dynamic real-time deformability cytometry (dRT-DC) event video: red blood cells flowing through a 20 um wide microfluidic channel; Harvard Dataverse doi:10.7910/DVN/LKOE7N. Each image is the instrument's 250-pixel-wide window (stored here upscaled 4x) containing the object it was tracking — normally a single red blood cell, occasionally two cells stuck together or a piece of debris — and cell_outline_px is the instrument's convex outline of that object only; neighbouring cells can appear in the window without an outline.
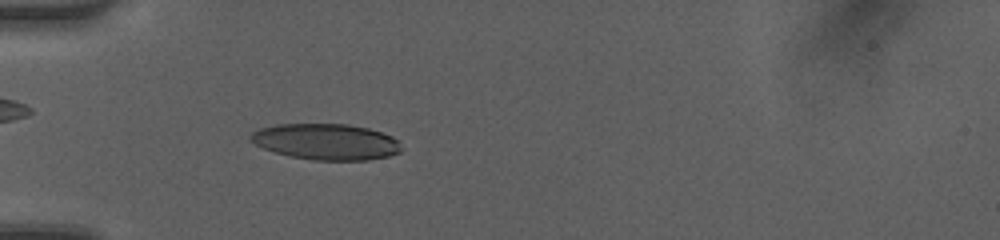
{"species": "human", "species_latin": "Homo sapiens", "temperature_condition": "room temperature", "stored_images_in_passage": 49, "camera_frame_rate_fps": 3000, "um_per_image_px": 0.085, "donor": {"sex": "female"}, "frame": {"image": 1, "passage_image": 16, "time_ms": 5.0, "image_size_px": [1000, 240], "cell_outline_px": [[404, 148], [400, 152], [388, 156], [368, 160], [312, 160], [292, 156], [276, 152], [264, 148], [256, 144], [248, 136], [252, 132], [260, 128], [276, 124], [348, 124], [368, 128], [392, 136]], "centroid_in_image_um": [27.74, 12.04], "position_along_channel_um": 57.3, "area_um2": 31.56}}
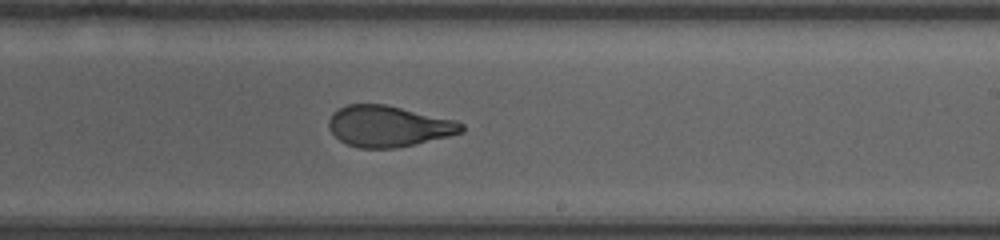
{"frame": {"image": 2, "passage_image": 31, "time_ms": 10.0, "image_size_px": [1000, 240], "cell_outline_px": [[464, 132], [448, 136], [396, 148], [360, 148], [348, 144], [340, 140], [328, 128], [328, 120], [332, 112], [348, 104], [384, 104], [456, 120], [464, 124]], "centroid_in_image_um": [33.01, 10.72], "position_along_channel_um": 256.0, "area_um2": 31.62}}
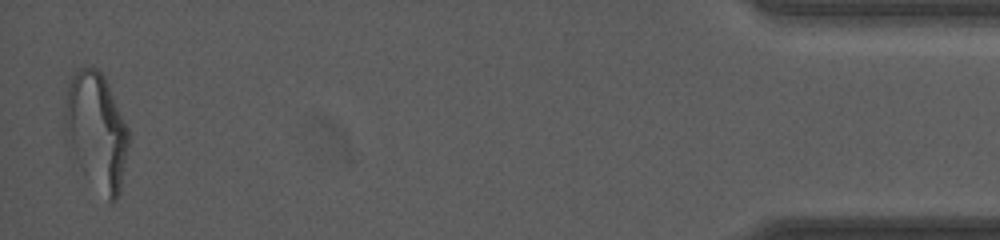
{"frame": {"image": 3, "passage_image": 49, "time_ms": 16.0, "image_size_px": [1000, 240], "cell_outline_px": [[128, 144], [120, 192], [116, 200], [108, 200], [84, 172], [64, 140], [64, 112], [68, 88], [72, 76], [80, 68], [96, 68], [104, 76], [108, 84], [128, 128]], "centroid_in_image_um": [8.18, 11.11], "position_along_channel_um": 427.0, "area_um2": 42.66}, "authors_computed_cell_mechanics": {"area_um2": 32.368, "velocity_mm_per_s": 4.1848, "shape_relaxation_time_tau1_ms": 6.616, "shape_relaxation_time_tau2_ms": 0.9418, "deformation_change_tau1": 0.2137, "deformation_change_tau2": 0.0767}}